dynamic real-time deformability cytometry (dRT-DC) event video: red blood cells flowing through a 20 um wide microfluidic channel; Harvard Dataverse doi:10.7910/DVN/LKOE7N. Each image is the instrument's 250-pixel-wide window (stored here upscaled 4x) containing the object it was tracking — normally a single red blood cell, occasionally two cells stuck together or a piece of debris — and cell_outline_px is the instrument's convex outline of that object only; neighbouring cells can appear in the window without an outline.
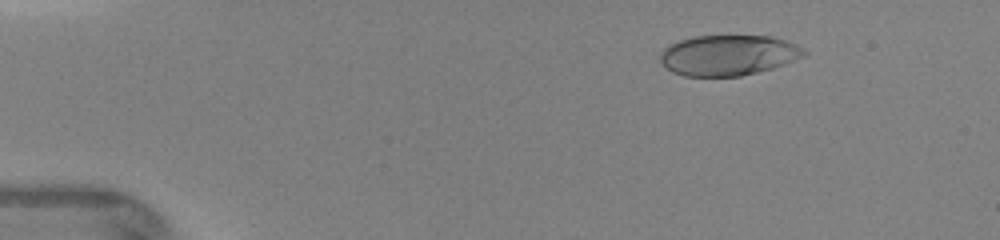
{"species": "human", "species_latin": "Homo sapiens", "temperature_condition": "warm", "stored_images_in_passage": 10, "camera_frame_rate_fps": 3000, "um_per_image_px": 0.085, "donor": {"sex": "female"}, "frame": {"image": 1, "passage_image": 1, "time_ms": 0.0, "image_size_px": [1000, 240], "cell_outline_px": [[808, 52], [804, 56], [784, 64], [772, 68], [740, 76], [684, 76], [672, 72], [660, 60], [660, 52], [668, 44], [680, 40], [696, 36], [768, 36], [784, 40], [796, 44]], "centroid_in_image_um": [61.89, 4.69], "position_along_channel_um": 23.1, "area_um2": 33.76}}
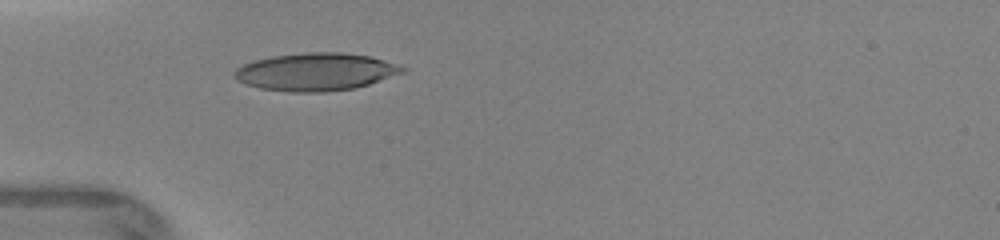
{"frame": {"image": 2, "passage_image": 8, "time_ms": 2.667, "image_size_px": [1000, 240], "cell_outline_px": [[408, 68], [404, 72], [368, 84], [352, 88], [324, 92], [292, 92], [260, 88], [244, 84], [236, 80], [232, 76], [236, 68], [244, 64], [256, 60], [272, 56], [308, 52], [344, 52], [368, 56], [384, 60]], "centroid_in_image_um": [26.81, 6.1], "position_along_channel_um": 58.2, "area_um2": 36.76}}